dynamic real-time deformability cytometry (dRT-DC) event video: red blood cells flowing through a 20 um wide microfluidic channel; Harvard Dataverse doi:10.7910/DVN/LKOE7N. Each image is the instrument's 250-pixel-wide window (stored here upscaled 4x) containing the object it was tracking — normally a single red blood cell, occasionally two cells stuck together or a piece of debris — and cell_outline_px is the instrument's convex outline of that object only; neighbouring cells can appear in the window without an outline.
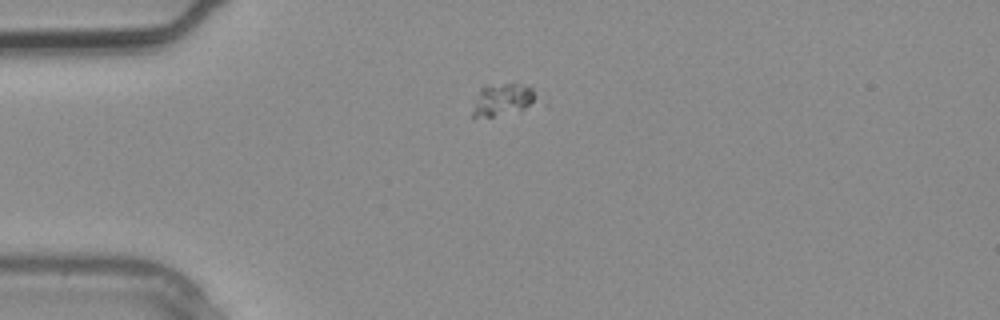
{"species": "common noctule bat (a hibernating species)", "species_latin": "Nyctalus noctula", "temperature_condition": "warm", "stored_images_in_passage": 3, "camera_frame_rate_fps": 3000, "um_per_image_px": 0.085, "animal": {"sex": "male", "body_mass_g": 20.4}, "frame": {"image": 1, "passage_image": 3, "time_ms": 0.667, "image_size_px": [1000, 320], "cell_outline_px": [[540, 100], [524, 108], [492, 116], [472, 120], [472, 112], [480, 88], [488, 84], [520, 84], [532, 88]], "centroid_in_image_um": [42.71, 8.47], "position_along_channel_um": 42.3, "area_um2": 11.91}}